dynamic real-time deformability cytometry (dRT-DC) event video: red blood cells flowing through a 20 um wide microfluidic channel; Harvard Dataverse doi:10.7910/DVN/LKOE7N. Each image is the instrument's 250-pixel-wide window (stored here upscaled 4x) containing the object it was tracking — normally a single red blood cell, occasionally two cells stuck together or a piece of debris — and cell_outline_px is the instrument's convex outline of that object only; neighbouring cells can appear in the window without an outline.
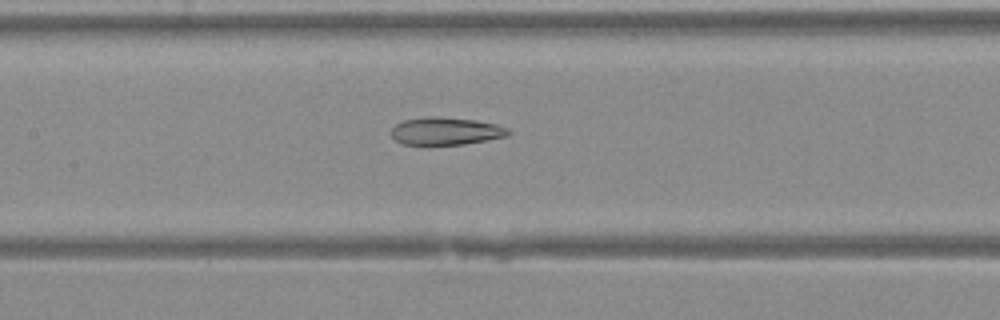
{"species": "Egyptian fruit bat (a non-hibernating species)", "species_latin": "Rousettus aegyptiacus", "temperature_condition": "warm", "stored_images_in_passage": 23, "camera_frame_rate_fps": 3000, "um_per_image_px": 0.085, "animal": {"sex": "female"}, "frame": {"image": 1, "passage_image": 7, "time_ms": 2.0, "image_size_px": [1000, 320], "cell_outline_px": [[512, 132], [508, 136], [464, 144], [404, 144], [396, 140], [392, 136], [392, 128], [396, 124], [404, 120], [432, 116], [476, 120], [496, 124], [508, 128]], "centroid_in_image_um": [37.94, 11.14], "position_along_channel_um": 169.5, "area_um2": 18.61}}
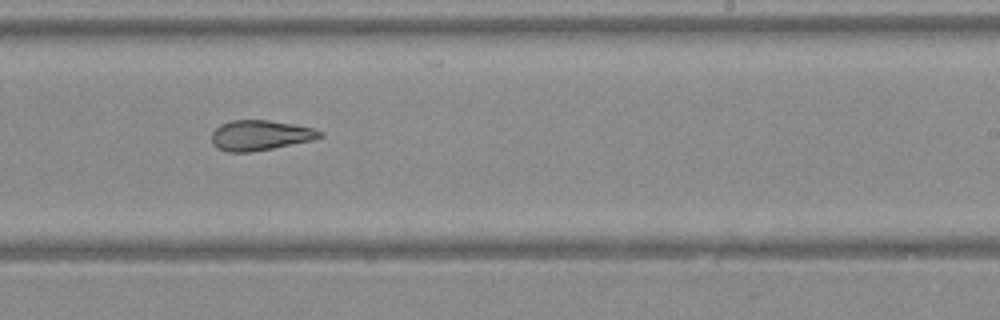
{"frame": {"image": 2, "passage_image": 13, "time_ms": 4.0, "image_size_px": [1000, 320], "cell_outline_px": [[324, 136], [312, 140], [252, 152], [228, 152], [212, 144], [212, 132], [220, 124], [232, 120], [268, 120], [292, 124], [312, 128], [320, 132]], "centroid_in_image_um": [22.08, 11.5], "position_along_channel_um": 266.9, "area_um2": 18.79}}
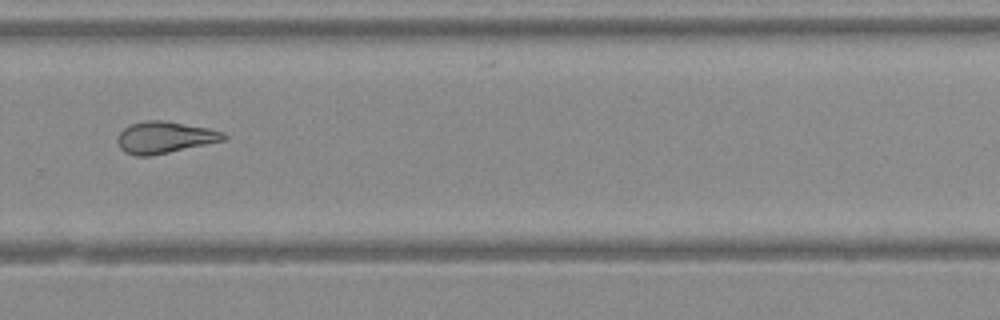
{"frame": {"image": 3, "passage_image": 16, "time_ms": 5.0, "image_size_px": [1000, 320], "cell_outline_px": [[228, 136], [224, 140], [152, 156], [136, 156], [124, 152], [120, 148], [116, 140], [120, 132], [124, 128], [132, 124], [148, 120], [160, 120], [208, 128], [224, 132]], "centroid_in_image_um": [13.98, 11.69], "position_along_channel_um": 315.8, "area_um2": 19.48}}